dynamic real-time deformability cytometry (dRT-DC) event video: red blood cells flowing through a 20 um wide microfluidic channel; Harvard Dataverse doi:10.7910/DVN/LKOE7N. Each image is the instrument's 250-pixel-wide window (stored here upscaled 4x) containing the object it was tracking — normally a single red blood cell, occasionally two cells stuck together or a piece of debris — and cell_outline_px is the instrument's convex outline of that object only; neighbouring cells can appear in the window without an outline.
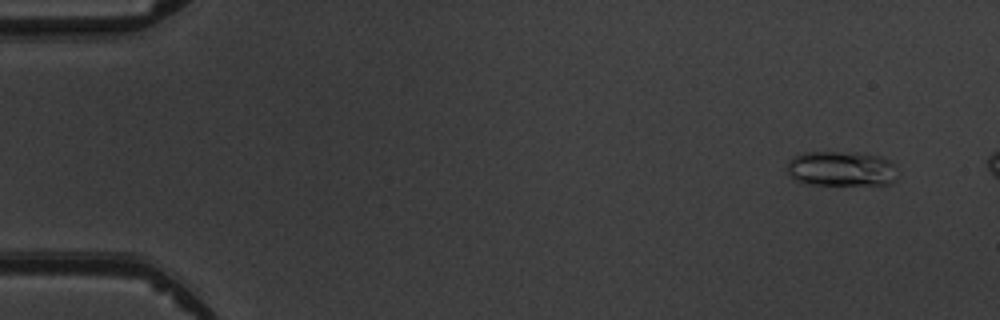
{"species": "common noctule bat (a hibernating species)", "species_latin": "Nyctalus noctula", "temperature_condition": "warm", "stored_images_in_passage": 4, "camera_frame_rate_fps": 3000, "um_per_image_px": 0.085, "animal": {"sex": "male", "body_mass_g": 19.5, "forearm_length_mm": 54.6}, "frame": {"image": 1, "passage_image": 1, "time_ms": 0.0, "image_size_px": [1000, 320], "cell_outline_px": [[896, 180], [892, 184], [804, 184], [796, 180], [788, 172], [788, 160], [792, 156], [804, 152], [856, 152], [880, 156], [888, 160], [892, 164]], "centroid_in_image_um": [71.47, 14.33], "position_along_channel_um": 13.5, "area_um2": 22.43}}